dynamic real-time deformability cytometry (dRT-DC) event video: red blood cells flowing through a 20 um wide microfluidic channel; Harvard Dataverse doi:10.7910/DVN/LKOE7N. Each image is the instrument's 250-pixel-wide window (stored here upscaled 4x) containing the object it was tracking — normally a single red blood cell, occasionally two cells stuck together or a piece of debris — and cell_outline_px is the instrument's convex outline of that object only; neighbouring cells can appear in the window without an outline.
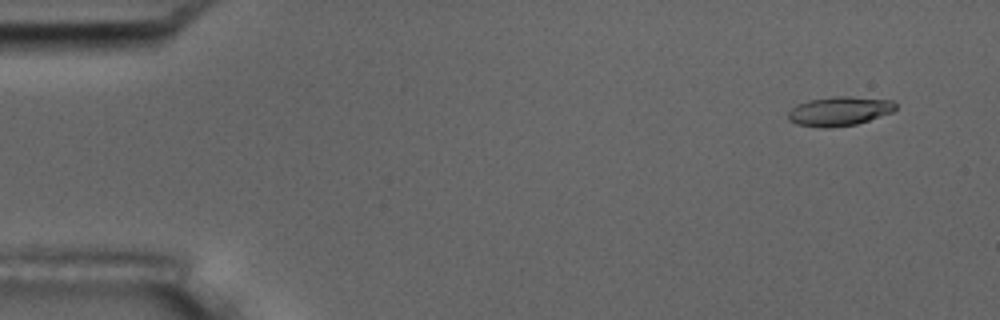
{"species": "common noctule bat (a hibernating species)", "species_latin": "Nyctalus noctula", "temperature_condition": "room temperature", "stored_images_in_passage": 6, "segment_of_instrument_passage": [2, 2], "camera_frame_rate_fps": 3000, "um_per_image_px": 0.085, "animal": {"sex": "male", "body_mass_g": 17.5, "forearm_length_mm": 52.3}, "frame": {"image": 1, "passage_image": 6, "time_ms": 6.667, "image_size_px": [1000, 320], "cell_outline_px": [[896, 108], [892, 112], [856, 124], [832, 128], [820, 128], [796, 124], [788, 120], [788, 112], [796, 104], [808, 100], [832, 96], [848, 96], [892, 100], [896, 104]], "centroid_in_image_um": [71.31, 9.45], "position_along_channel_um": 13.7, "area_um2": 18.44}}